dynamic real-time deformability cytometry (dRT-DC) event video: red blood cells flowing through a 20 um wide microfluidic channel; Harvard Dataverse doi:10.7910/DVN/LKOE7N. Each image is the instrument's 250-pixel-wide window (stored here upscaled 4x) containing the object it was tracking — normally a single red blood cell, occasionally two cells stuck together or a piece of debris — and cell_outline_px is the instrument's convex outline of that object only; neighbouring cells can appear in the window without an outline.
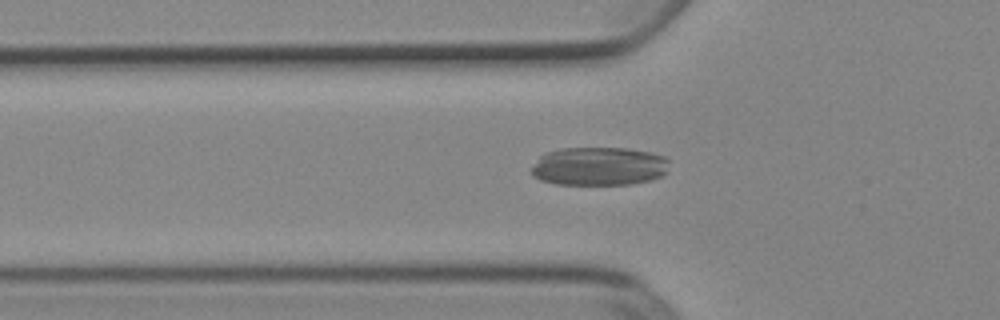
{"species": "Egyptian fruit bat (a non-hibernating species)", "species_latin": "Rousettus aegyptiacus", "temperature_condition": "cold", "stored_images_in_passage": 53, "camera_frame_rate_fps": 3000, "um_per_image_px": 0.085, "animal": {"sex": "female"}, "frame": {"image": 1, "passage_image": 19, "time_ms": 6.0, "image_size_px": [1000, 320], "cell_outline_px": [[668, 160], [664, 176], [652, 180], [632, 184], [556, 184], [540, 180], [532, 176], [532, 168], [540, 156], [544, 152], [560, 148], [628, 148], [652, 152], [664, 156]], "centroid_in_image_um": [50.92, 14.13], "position_along_channel_um": 74.9, "area_um2": 31.15}}
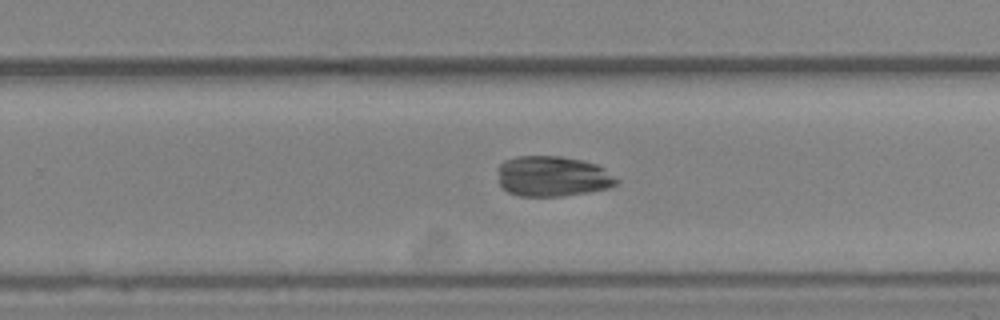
{"frame": {"image": 2, "passage_image": 35, "time_ms": 11.333, "image_size_px": [1000, 320], "cell_outline_px": [[620, 180], [616, 184], [608, 188], [560, 196], [520, 196], [508, 192], [500, 184], [496, 168], [504, 160], [516, 156], [560, 156], [584, 160], [596, 164], [604, 168]], "centroid_in_image_um": [46.94, 14.97], "position_along_channel_um": 282.9, "area_um2": 28.09}}
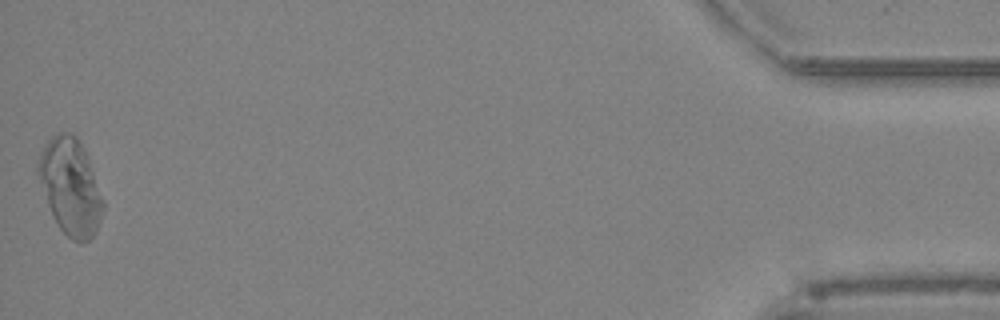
{"frame": {"image": 3, "passage_image": 53, "time_ms": 17.333, "image_size_px": [1000, 320], "cell_outline_px": [[104, 208], [96, 232], [88, 240], [80, 244], [72, 240], [60, 228], [52, 216], [36, 172], [36, 164], [40, 152], [48, 140], [56, 132], [72, 132], [76, 136], [88, 160], [104, 200]], "centroid_in_image_um": [5.96, 15.87], "position_along_channel_um": 429.2, "area_um2": 36.24}}